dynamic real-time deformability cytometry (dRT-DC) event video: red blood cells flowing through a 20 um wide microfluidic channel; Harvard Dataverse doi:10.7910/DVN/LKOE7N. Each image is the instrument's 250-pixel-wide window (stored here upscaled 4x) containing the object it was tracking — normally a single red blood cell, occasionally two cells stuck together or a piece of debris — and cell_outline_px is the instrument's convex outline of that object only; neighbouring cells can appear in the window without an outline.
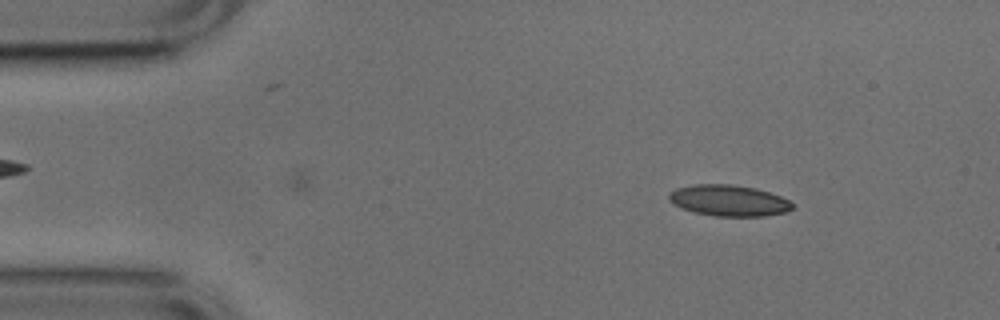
{"species": "common noctule bat (a hibernating species)", "species_latin": "Nyctalus noctula", "temperature_condition": "cold", "stored_images_in_passage": 28, "camera_frame_rate_fps": 3000, "um_per_image_px": 0.085, "animal": {"sex": "male", "body_mass_g": 17.9, "forearm_length_mm": 54.2}, "frame": {"image": 1, "passage_image": 6, "time_ms": 1.667, "image_size_px": [1000, 320], "cell_outline_px": [[792, 208], [788, 212], [764, 216], [716, 216], [696, 212], [680, 208], [668, 200], [668, 192], [676, 188], [692, 184], [732, 184], [756, 188], [780, 196], [788, 200], [792, 204]], "centroid_in_image_um": [61.91, 17.04], "position_along_channel_um": 23.1, "area_um2": 22.48}}
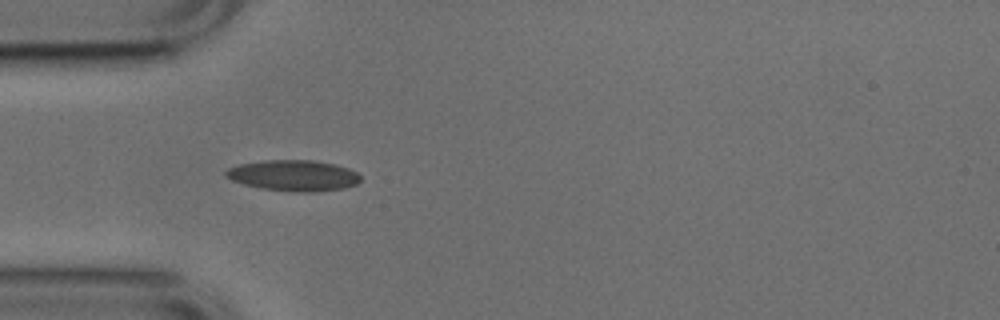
{"frame": {"image": 2, "passage_image": 14, "time_ms": 4.333, "image_size_px": [1000, 320], "cell_outline_px": [[360, 180], [356, 184], [344, 188], [312, 192], [288, 192], [260, 188], [244, 184], [232, 180], [224, 176], [224, 172], [228, 168], [240, 164], [264, 160], [312, 160], [336, 164], [348, 168], [356, 172], [360, 176]], "centroid_in_image_um": [24.93, 14.92], "position_along_channel_um": 60.1, "area_um2": 24.39}}
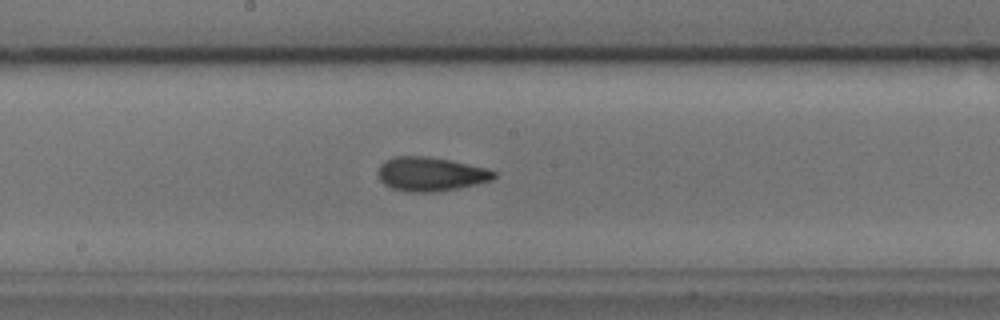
{"frame": {"image": 3, "passage_image": 26, "time_ms": 8.333, "image_size_px": [1000, 320], "cell_outline_px": [[496, 176], [492, 180], [476, 184], [436, 192], [408, 192], [392, 188], [384, 184], [380, 180], [380, 164], [396, 156], [428, 156], [452, 160], [488, 168], [496, 172]], "centroid_in_image_um": [36.65, 14.79], "position_along_channel_um": 211.6, "area_um2": 22.89}}